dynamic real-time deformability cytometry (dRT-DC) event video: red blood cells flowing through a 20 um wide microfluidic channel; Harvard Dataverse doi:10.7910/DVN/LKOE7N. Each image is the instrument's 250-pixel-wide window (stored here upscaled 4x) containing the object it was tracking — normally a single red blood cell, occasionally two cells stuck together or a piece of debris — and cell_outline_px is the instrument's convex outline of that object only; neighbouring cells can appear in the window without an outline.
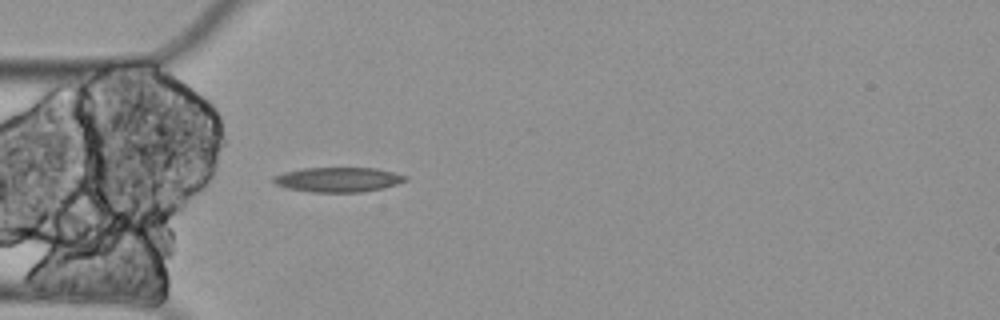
{"species": "Egyptian fruit bat (a non-hibernating species)", "species_latin": "Rousettus aegyptiacus", "temperature_condition": "cold", "stored_images_in_passage": 6, "camera_frame_rate_fps": 3000, "um_per_image_px": 0.085, "animal": {"sex": "female"}, "frame": {"image": 1, "passage_image": 6, "time_ms": 1.667, "image_size_px": [1000, 320], "cell_outline_px": [[408, 180], [384, 188], [360, 192], [312, 192], [284, 188], [276, 184], [272, 180], [272, 176], [284, 172], [304, 168], [376, 168], [408, 176]], "centroid_in_image_um": [28.72, 15.27], "position_along_channel_um": 56.3, "area_um2": 19.07}}